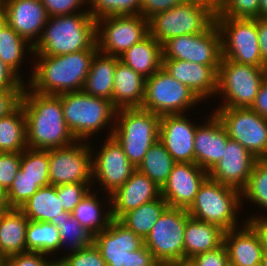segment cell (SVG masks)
<instances>
[{
	"instance_id": "obj_58",
	"label": "cell",
	"mask_w": 267,
	"mask_h": 266,
	"mask_svg": "<svg viewBox=\"0 0 267 266\" xmlns=\"http://www.w3.org/2000/svg\"><path fill=\"white\" fill-rule=\"evenodd\" d=\"M267 19V0H259V17Z\"/></svg>"
},
{
	"instance_id": "obj_30",
	"label": "cell",
	"mask_w": 267,
	"mask_h": 266,
	"mask_svg": "<svg viewBox=\"0 0 267 266\" xmlns=\"http://www.w3.org/2000/svg\"><path fill=\"white\" fill-rule=\"evenodd\" d=\"M29 219L18 208L2 212L0 250L6 257L27 252L26 227Z\"/></svg>"
},
{
	"instance_id": "obj_51",
	"label": "cell",
	"mask_w": 267,
	"mask_h": 266,
	"mask_svg": "<svg viewBox=\"0 0 267 266\" xmlns=\"http://www.w3.org/2000/svg\"><path fill=\"white\" fill-rule=\"evenodd\" d=\"M45 254L33 251L16 254L7 257V266H50L51 262H47L43 258Z\"/></svg>"
},
{
	"instance_id": "obj_11",
	"label": "cell",
	"mask_w": 267,
	"mask_h": 266,
	"mask_svg": "<svg viewBox=\"0 0 267 266\" xmlns=\"http://www.w3.org/2000/svg\"><path fill=\"white\" fill-rule=\"evenodd\" d=\"M200 101L187 86L173 78L161 67L145 80L141 108L159 116L183 114L182 111Z\"/></svg>"
},
{
	"instance_id": "obj_37",
	"label": "cell",
	"mask_w": 267,
	"mask_h": 266,
	"mask_svg": "<svg viewBox=\"0 0 267 266\" xmlns=\"http://www.w3.org/2000/svg\"><path fill=\"white\" fill-rule=\"evenodd\" d=\"M100 203L96 199V195L88 193L75 207L73 216L82 226L87 228L94 235L108 226L112 217L111 210L104 214H100ZM100 216L102 218H100ZM103 220V221H102ZM102 221V222H101Z\"/></svg>"
},
{
	"instance_id": "obj_8",
	"label": "cell",
	"mask_w": 267,
	"mask_h": 266,
	"mask_svg": "<svg viewBox=\"0 0 267 266\" xmlns=\"http://www.w3.org/2000/svg\"><path fill=\"white\" fill-rule=\"evenodd\" d=\"M189 218L186 209L168 207L144 239L159 264H184V231Z\"/></svg>"
},
{
	"instance_id": "obj_20",
	"label": "cell",
	"mask_w": 267,
	"mask_h": 266,
	"mask_svg": "<svg viewBox=\"0 0 267 266\" xmlns=\"http://www.w3.org/2000/svg\"><path fill=\"white\" fill-rule=\"evenodd\" d=\"M196 128L197 126L191 124L182 114L161 116L159 141L176 163H195Z\"/></svg>"
},
{
	"instance_id": "obj_2",
	"label": "cell",
	"mask_w": 267,
	"mask_h": 266,
	"mask_svg": "<svg viewBox=\"0 0 267 266\" xmlns=\"http://www.w3.org/2000/svg\"><path fill=\"white\" fill-rule=\"evenodd\" d=\"M98 50H82L57 56H39L29 86L34 92L59 95L82 91L91 61Z\"/></svg>"
},
{
	"instance_id": "obj_3",
	"label": "cell",
	"mask_w": 267,
	"mask_h": 266,
	"mask_svg": "<svg viewBox=\"0 0 267 266\" xmlns=\"http://www.w3.org/2000/svg\"><path fill=\"white\" fill-rule=\"evenodd\" d=\"M51 21V22H50ZM33 46L38 56H57L82 50H98L96 20L88 11L63 16H51ZM38 53V54H37Z\"/></svg>"
},
{
	"instance_id": "obj_12",
	"label": "cell",
	"mask_w": 267,
	"mask_h": 266,
	"mask_svg": "<svg viewBox=\"0 0 267 266\" xmlns=\"http://www.w3.org/2000/svg\"><path fill=\"white\" fill-rule=\"evenodd\" d=\"M162 59L185 60L210 67H220L222 36L214 22L199 34L173 37L162 44Z\"/></svg>"
},
{
	"instance_id": "obj_32",
	"label": "cell",
	"mask_w": 267,
	"mask_h": 266,
	"mask_svg": "<svg viewBox=\"0 0 267 266\" xmlns=\"http://www.w3.org/2000/svg\"><path fill=\"white\" fill-rule=\"evenodd\" d=\"M26 147V118L20 103L11 113L0 118V152H23Z\"/></svg>"
},
{
	"instance_id": "obj_42",
	"label": "cell",
	"mask_w": 267,
	"mask_h": 266,
	"mask_svg": "<svg viewBox=\"0 0 267 266\" xmlns=\"http://www.w3.org/2000/svg\"><path fill=\"white\" fill-rule=\"evenodd\" d=\"M215 7V17H259V0H215Z\"/></svg>"
},
{
	"instance_id": "obj_21",
	"label": "cell",
	"mask_w": 267,
	"mask_h": 266,
	"mask_svg": "<svg viewBox=\"0 0 267 266\" xmlns=\"http://www.w3.org/2000/svg\"><path fill=\"white\" fill-rule=\"evenodd\" d=\"M161 188L148 176L136 169L129 179L111 194V217L120 219L126 212L158 199Z\"/></svg>"
},
{
	"instance_id": "obj_45",
	"label": "cell",
	"mask_w": 267,
	"mask_h": 266,
	"mask_svg": "<svg viewBox=\"0 0 267 266\" xmlns=\"http://www.w3.org/2000/svg\"><path fill=\"white\" fill-rule=\"evenodd\" d=\"M88 182L68 183L57 186V195L61 201L62 208L66 212L73 213L75 207L88 194Z\"/></svg>"
},
{
	"instance_id": "obj_38",
	"label": "cell",
	"mask_w": 267,
	"mask_h": 266,
	"mask_svg": "<svg viewBox=\"0 0 267 266\" xmlns=\"http://www.w3.org/2000/svg\"><path fill=\"white\" fill-rule=\"evenodd\" d=\"M27 149L21 152L20 170L39 188L49 185V150Z\"/></svg>"
},
{
	"instance_id": "obj_65",
	"label": "cell",
	"mask_w": 267,
	"mask_h": 266,
	"mask_svg": "<svg viewBox=\"0 0 267 266\" xmlns=\"http://www.w3.org/2000/svg\"><path fill=\"white\" fill-rule=\"evenodd\" d=\"M158 266H173V265H162V264H160V265H158Z\"/></svg>"
},
{
	"instance_id": "obj_48",
	"label": "cell",
	"mask_w": 267,
	"mask_h": 266,
	"mask_svg": "<svg viewBox=\"0 0 267 266\" xmlns=\"http://www.w3.org/2000/svg\"><path fill=\"white\" fill-rule=\"evenodd\" d=\"M187 266H227L228 253L225 245L219 248L200 253L186 262Z\"/></svg>"
},
{
	"instance_id": "obj_36",
	"label": "cell",
	"mask_w": 267,
	"mask_h": 266,
	"mask_svg": "<svg viewBox=\"0 0 267 266\" xmlns=\"http://www.w3.org/2000/svg\"><path fill=\"white\" fill-rule=\"evenodd\" d=\"M50 223L58 228L61 247L69 239L70 246H73L71 248L73 252L80 251L93 244L94 234L82 226L70 212H65L57 221H51Z\"/></svg>"
},
{
	"instance_id": "obj_9",
	"label": "cell",
	"mask_w": 267,
	"mask_h": 266,
	"mask_svg": "<svg viewBox=\"0 0 267 266\" xmlns=\"http://www.w3.org/2000/svg\"><path fill=\"white\" fill-rule=\"evenodd\" d=\"M266 76L267 67H256L222 59L218 69L215 93H222L227 99L221 107L250 108Z\"/></svg>"
},
{
	"instance_id": "obj_31",
	"label": "cell",
	"mask_w": 267,
	"mask_h": 266,
	"mask_svg": "<svg viewBox=\"0 0 267 266\" xmlns=\"http://www.w3.org/2000/svg\"><path fill=\"white\" fill-rule=\"evenodd\" d=\"M57 195V186L40 187L19 209L31 221H57L66 212Z\"/></svg>"
},
{
	"instance_id": "obj_5",
	"label": "cell",
	"mask_w": 267,
	"mask_h": 266,
	"mask_svg": "<svg viewBox=\"0 0 267 266\" xmlns=\"http://www.w3.org/2000/svg\"><path fill=\"white\" fill-rule=\"evenodd\" d=\"M116 113L120 116L119 125L112 128L110 135L122 146L128 160L138 167L146 152L159 139L161 116L141 107L121 108Z\"/></svg>"
},
{
	"instance_id": "obj_33",
	"label": "cell",
	"mask_w": 267,
	"mask_h": 266,
	"mask_svg": "<svg viewBox=\"0 0 267 266\" xmlns=\"http://www.w3.org/2000/svg\"><path fill=\"white\" fill-rule=\"evenodd\" d=\"M168 207V203L160 196L158 199L126 212L119 221L135 234L145 239Z\"/></svg>"
},
{
	"instance_id": "obj_56",
	"label": "cell",
	"mask_w": 267,
	"mask_h": 266,
	"mask_svg": "<svg viewBox=\"0 0 267 266\" xmlns=\"http://www.w3.org/2000/svg\"><path fill=\"white\" fill-rule=\"evenodd\" d=\"M258 234L260 242L264 250H267V217L257 218L253 217L247 222Z\"/></svg>"
},
{
	"instance_id": "obj_23",
	"label": "cell",
	"mask_w": 267,
	"mask_h": 266,
	"mask_svg": "<svg viewBox=\"0 0 267 266\" xmlns=\"http://www.w3.org/2000/svg\"><path fill=\"white\" fill-rule=\"evenodd\" d=\"M229 136L214 113L206 126H197L194 135L195 163L209 172L223 157Z\"/></svg>"
},
{
	"instance_id": "obj_60",
	"label": "cell",
	"mask_w": 267,
	"mask_h": 266,
	"mask_svg": "<svg viewBox=\"0 0 267 266\" xmlns=\"http://www.w3.org/2000/svg\"><path fill=\"white\" fill-rule=\"evenodd\" d=\"M6 263H7V257L0 250V266H6Z\"/></svg>"
},
{
	"instance_id": "obj_16",
	"label": "cell",
	"mask_w": 267,
	"mask_h": 266,
	"mask_svg": "<svg viewBox=\"0 0 267 266\" xmlns=\"http://www.w3.org/2000/svg\"><path fill=\"white\" fill-rule=\"evenodd\" d=\"M102 146L97 158L92 161V176L95 175L104 190L112 194L122 186L137 169L127 158L122 146L112 136Z\"/></svg>"
},
{
	"instance_id": "obj_40",
	"label": "cell",
	"mask_w": 267,
	"mask_h": 266,
	"mask_svg": "<svg viewBox=\"0 0 267 266\" xmlns=\"http://www.w3.org/2000/svg\"><path fill=\"white\" fill-rule=\"evenodd\" d=\"M241 196H247L250 201L267 209V159H257L247 185L241 191Z\"/></svg>"
},
{
	"instance_id": "obj_25",
	"label": "cell",
	"mask_w": 267,
	"mask_h": 266,
	"mask_svg": "<svg viewBox=\"0 0 267 266\" xmlns=\"http://www.w3.org/2000/svg\"><path fill=\"white\" fill-rule=\"evenodd\" d=\"M113 79L112 104L116 109L142 106L145 77L135 72L119 59L117 61Z\"/></svg>"
},
{
	"instance_id": "obj_63",
	"label": "cell",
	"mask_w": 267,
	"mask_h": 266,
	"mask_svg": "<svg viewBox=\"0 0 267 266\" xmlns=\"http://www.w3.org/2000/svg\"><path fill=\"white\" fill-rule=\"evenodd\" d=\"M173 266H187V264H177V265H173Z\"/></svg>"
},
{
	"instance_id": "obj_1",
	"label": "cell",
	"mask_w": 267,
	"mask_h": 266,
	"mask_svg": "<svg viewBox=\"0 0 267 266\" xmlns=\"http://www.w3.org/2000/svg\"><path fill=\"white\" fill-rule=\"evenodd\" d=\"M25 90L20 103L26 118L28 148L50 150L67 147L77 141L64 120L61 94L46 95Z\"/></svg>"
},
{
	"instance_id": "obj_14",
	"label": "cell",
	"mask_w": 267,
	"mask_h": 266,
	"mask_svg": "<svg viewBox=\"0 0 267 266\" xmlns=\"http://www.w3.org/2000/svg\"><path fill=\"white\" fill-rule=\"evenodd\" d=\"M101 23L105 24L104 29ZM96 26L98 51L118 57L149 35V21L140 14L101 17Z\"/></svg>"
},
{
	"instance_id": "obj_55",
	"label": "cell",
	"mask_w": 267,
	"mask_h": 266,
	"mask_svg": "<svg viewBox=\"0 0 267 266\" xmlns=\"http://www.w3.org/2000/svg\"><path fill=\"white\" fill-rule=\"evenodd\" d=\"M257 33L260 53L267 65V19L257 18Z\"/></svg>"
},
{
	"instance_id": "obj_50",
	"label": "cell",
	"mask_w": 267,
	"mask_h": 266,
	"mask_svg": "<svg viewBox=\"0 0 267 266\" xmlns=\"http://www.w3.org/2000/svg\"><path fill=\"white\" fill-rule=\"evenodd\" d=\"M185 0H140V15L150 19L153 15L170 10Z\"/></svg>"
},
{
	"instance_id": "obj_10",
	"label": "cell",
	"mask_w": 267,
	"mask_h": 266,
	"mask_svg": "<svg viewBox=\"0 0 267 266\" xmlns=\"http://www.w3.org/2000/svg\"><path fill=\"white\" fill-rule=\"evenodd\" d=\"M215 22L222 36V59L267 67L260 53L257 18L215 17Z\"/></svg>"
},
{
	"instance_id": "obj_64",
	"label": "cell",
	"mask_w": 267,
	"mask_h": 266,
	"mask_svg": "<svg viewBox=\"0 0 267 266\" xmlns=\"http://www.w3.org/2000/svg\"><path fill=\"white\" fill-rule=\"evenodd\" d=\"M252 266H263L262 263H259L257 265H252Z\"/></svg>"
},
{
	"instance_id": "obj_15",
	"label": "cell",
	"mask_w": 267,
	"mask_h": 266,
	"mask_svg": "<svg viewBox=\"0 0 267 266\" xmlns=\"http://www.w3.org/2000/svg\"><path fill=\"white\" fill-rule=\"evenodd\" d=\"M74 144L49 150V182L53 186L89 182L92 153L88 146Z\"/></svg>"
},
{
	"instance_id": "obj_44",
	"label": "cell",
	"mask_w": 267,
	"mask_h": 266,
	"mask_svg": "<svg viewBox=\"0 0 267 266\" xmlns=\"http://www.w3.org/2000/svg\"><path fill=\"white\" fill-rule=\"evenodd\" d=\"M107 266H158L152 252L144 245L142 248L119 256H102Z\"/></svg>"
},
{
	"instance_id": "obj_59",
	"label": "cell",
	"mask_w": 267,
	"mask_h": 266,
	"mask_svg": "<svg viewBox=\"0 0 267 266\" xmlns=\"http://www.w3.org/2000/svg\"><path fill=\"white\" fill-rule=\"evenodd\" d=\"M6 24V16L4 9L0 6V30Z\"/></svg>"
},
{
	"instance_id": "obj_22",
	"label": "cell",
	"mask_w": 267,
	"mask_h": 266,
	"mask_svg": "<svg viewBox=\"0 0 267 266\" xmlns=\"http://www.w3.org/2000/svg\"><path fill=\"white\" fill-rule=\"evenodd\" d=\"M162 67L199 99H206L217 91L219 67L175 59H162Z\"/></svg>"
},
{
	"instance_id": "obj_6",
	"label": "cell",
	"mask_w": 267,
	"mask_h": 266,
	"mask_svg": "<svg viewBox=\"0 0 267 266\" xmlns=\"http://www.w3.org/2000/svg\"><path fill=\"white\" fill-rule=\"evenodd\" d=\"M64 120L77 141L98 132L112 117L116 108L106 98L88 95L83 90L61 94Z\"/></svg>"
},
{
	"instance_id": "obj_39",
	"label": "cell",
	"mask_w": 267,
	"mask_h": 266,
	"mask_svg": "<svg viewBox=\"0 0 267 266\" xmlns=\"http://www.w3.org/2000/svg\"><path fill=\"white\" fill-rule=\"evenodd\" d=\"M28 42L7 23L0 30V58L16 73Z\"/></svg>"
},
{
	"instance_id": "obj_26",
	"label": "cell",
	"mask_w": 267,
	"mask_h": 266,
	"mask_svg": "<svg viewBox=\"0 0 267 266\" xmlns=\"http://www.w3.org/2000/svg\"><path fill=\"white\" fill-rule=\"evenodd\" d=\"M93 243L102 256H119L144 246V239L123 225L118 219H111L102 231L94 235Z\"/></svg>"
},
{
	"instance_id": "obj_27",
	"label": "cell",
	"mask_w": 267,
	"mask_h": 266,
	"mask_svg": "<svg viewBox=\"0 0 267 266\" xmlns=\"http://www.w3.org/2000/svg\"><path fill=\"white\" fill-rule=\"evenodd\" d=\"M225 230L190 217L184 231V264L192 257L215 250L224 244Z\"/></svg>"
},
{
	"instance_id": "obj_62",
	"label": "cell",
	"mask_w": 267,
	"mask_h": 266,
	"mask_svg": "<svg viewBox=\"0 0 267 266\" xmlns=\"http://www.w3.org/2000/svg\"><path fill=\"white\" fill-rule=\"evenodd\" d=\"M262 265L263 266H267V250L263 251V255H262Z\"/></svg>"
},
{
	"instance_id": "obj_17",
	"label": "cell",
	"mask_w": 267,
	"mask_h": 266,
	"mask_svg": "<svg viewBox=\"0 0 267 266\" xmlns=\"http://www.w3.org/2000/svg\"><path fill=\"white\" fill-rule=\"evenodd\" d=\"M208 177L207 171L196 163L178 162L161 188V197L169 207L187 210Z\"/></svg>"
},
{
	"instance_id": "obj_49",
	"label": "cell",
	"mask_w": 267,
	"mask_h": 266,
	"mask_svg": "<svg viewBox=\"0 0 267 266\" xmlns=\"http://www.w3.org/2000/svg\"><path fill=\"white\" fill-rule=\"evenodd\" d=\"M87 0H41L49 17L71 15ZM73 10V11H72Z\"/></svg>"
},
{
	"instance_id": "obj_41",
	"label": "cell",
	"mask_w": 267,
	"mask_h": 266,
	"mask_svg": "<svg viewBox=\"0 0 267 266\" xmlns=\"http://www.w3.org/2000/svg\"><path fill=\"white\" fill-rule=\"evenodd\" d=\"M92 9L88 12L95 20L105 16L139 15L140 0H87Z\"/></svg>"
},
{
	"instance_id": "obj_34",
	"label": "cell",
	"mask_w": 267,
	"mask_h": 266,
	"mask_svg": "<svg viewBox=\"0 0 267 266\" xmlns=\"http://www.w3.org/2000/svg\"><path fill=\"white\" fill-rule=\"evenodd\" d=\"M175 164L172 156L158 139L146 152L137 169L162 188Z\"/></svg>"
},
{
	"instance_id": "obj_4",
	"label": "cell",
	"mask_w": 267,
	"mask_h": 266,
	"mask_svg": "<svg viewBox=\"0 0 267 266\" xmlns=\"http://www.w3.org/2000/svg\"><path fill=\"white\" fill-rule=\"evenodd\" d=\"M215 0H185L180 5L153 15L149 34L161 45L177 36L199 34L215 22Z\"/></svg>"
},
{
	"instance_id": "obj_53",
	"label": "cell",
	"mask_w": 267,
	"mask_h": 266,
	"mask_svg": "<svg viewBox=\"0 0 267 266\" xmlns=\"http://www.w3.org/2000/svg\"><path fill=\"white\" fill-rule=\"evenodd\" d=\"M23 90H0V118L11 113L21 101Z\"/></svg>"
},
{
	"instance_id": "obj_46",
	"label": "cell",
	"mask_w": 267,
	"mask_h": 266,
	"mask_svg": "<svg viewBox=\"0 0 267 266\" xmlns=\"http://www.w3.org/2000/svg\"><path fill=\"white\" fill-rule=\"evenodd\" d=\"M21 152H0V187L6 191L20 170Z\"/></svg>"
},
{
	"instance_id": "obj_19",
	"label": "cell",
	"mask_w": 267,
	"mask_h": 266,
	"mask_svg": "<svg viewBox=\"0 0 267 266\" xmlns=\"http://www.w3.org/2000/svg\"><path fill=\"white\" fill-rule=\"evenodd\" d=\"M4 9L6 23L27 42L36 36V41H30L27 47L33 51V46L40 40L37 35L43 33L49 15L41 0H4L0 2ZM43 30V31H40ZM39 32V33H38Z\"/></svg>"
},
{
	"instance_id": "obj_61",
	"label": "cell",
	"mask_w": 267,
	"mask_h": 266,
	"mask_svg": "<svg viewBox=\"0 0 267 266\" xmlns=\"http://www.w3.org/2000/svg\"><path fill=\"white\" fill-rule=\"evenodd\" d=\"M50 266H68L62 259L59 261L56 260V262H51Z\"/></svg>"
},
{
	"instance_id": "obj_29",
	"label": "cell",
	"mask_w": 267,
	"mask_h": 266,
	"mask_svg": "<svg viewBox=\"0 0 267 266\" xmlns=\"http://www.w3.org/2000/svg\"><path fill=\"white\" fill-rule=\"evenodd\" d=\"M101 54L97 51L91 61L83 91L88 95L106 98L112 102L113 78L119 57L107 54H103V56Z\"/></svg>"
},
{
	"instance_id": "obj_54",
	"label": "cell",
	"mask_w": 267,
	"mask_h": 266,
	"mask_svg": "<svg viewBox=\"0 0 267 266\" xmlns=\"http://www.w3.org/2000/svg\"><path fill=\"white\" fill-rule=\"evenodd\" d=\"M250 108L261 117L267 119V76L263 80L255 101Z\"/></svg>"
},
{
	"instance_id": "obj_43",
	"label": "cell",
	"mask_w": 267,
	"mask_h": 266,
	"mask_svg": "<svg viewBox=\"0 0 267 266\" xmlns=\"http://www.w3.org/2000/svg\"><path fill=\"white\" fill-rule=\"evenodd\" d=\"M39 187L35 181L24 176L19 170L13 180L11 187L7 190L8 203L11 208H20L29 198H31Z\"/></svg>"
},
{
	"instance_id": "obj_52",
	"label": "cell",
	"mask_w": 267,
	"mask_h": 266,
	"mask_svg": "<svg viewBox=\"0 0 267 266\" xmlns=\"http://www.w3.org/2000/svg\"><path fill=\"white\" fill-rule=\"evenodd\" d=\"M12 68L0 58V90H24L23 81Z\"/></svg>"
},
{
	"instance_id": "obj_24",
	"label": "cell",
	"mask_w": 267,
	"mask_h": 266,
	"mask_svg": "<svg viewBox=\"0 0 267 266\" xmlns=\"http://www.w3.org/2000/svg\"><path fill=\"white\" fill-rule=\"evenodd\" d=\"M224 245L228 253V262L233 266L262 263L263 246L258 234L247 222L238 233L235 229L225 231Z\"/></svg>"
},
{
	"instance_id": "obj_18",
	"label": "cell",
	"mask_w": 267,
	"mask_h": 266,
	"mask_svg": "<svg viewBox=\"0 0 267 266\" xmlns=\"http://www.w3.org/2000/svg\"><path fill=\"white\" fill-rule=\"evenodd\" d=\"M257 158L239 142L228 139L223 157L208 172L209 178L225 186L239 190L247 185Z\"/></svg>"
},
{
	"instance_id": "obj_13",
	"label": "cell",
	"mask_w": 267,
	"mask_h": 266,
	"mask_svg": "<svg viewBox=\"0 0 267 266\" xmlns=\"http://www.w3.org/2000/svg\"><path fill=\"white\" fill-rule=\"evenodd\" d=\"M215 114L229 139L239 142L257 159H267V119L251 108L219 107Z\"/></svg>"
},
{
	"instance_id": "obj_28",
	"label": "cell",
	"mask_w": 267,
	"mask_h": 266,
	"mask_svg": "<svg viewBox=\"0 0 267 266\" xmlns=\"http://www.w3.org/2000/svg\"><path fill=\"white\" fill-rule=\"evenodd\" d=\"M120 61L148 78L162 67V45L150 34L119 56Z\"/></svg>"
},
{
	"instance_id": "obj_7",
	"label": "cell",
	"mask_w": 267,
	"mask_h": 266,
	"mask_svg": "<svg viewBox=\"0 0 267 266\" xmlns=\"http://www.w3.org/2000/svg\"><path fill=\"white\" fill-rule=\"evenodd\" d=\"M241 192L207 178L200 186L191 206L190 217L219 226L225 231L236 229V210ZM240 195V196H239Z\"/></svg>"
},
{
	"instance_id": "obj_35",
	"label": "cell",
	"mask_w": 267,
	"mask_h": 266,
	"mask_svg": "<svg viewBox=\"0 0 267 266\" xmlns=\"http://www.w3.org/2000/svg\"><path fill=\"white\" fill-rule=\"evenodd\" d=\"M25 237L27 251L39 252L46 256L61 248L58 228L50 222L29 220Z\"/></svg>"
},
{
	"instance_id": "obj_57",
	"label": "cell",
	"mask_w": 267,
	"mask_h": 266,
	"mask_svg": "<svg viewBox=\"0 0 267 266\" xmlns=\"http://www.w3.org/2000/svg\"><path fill=\"white\" fill-rule=\"evenodd\" d=\"M11 206L8 203L7 191L0 187V211L10 210Z\"/></svg>"
},
{
	"instance_id": "obj_47",
	"label": "cell",
	"mask_w": 267,
	"mask_h": 266,
	"mask_svg": "<svg viewBox=\"0 0 267 266\" xmlns=\"http://www.w3.org/2000/svg\"><path fill=\"white\" fill-rule=\"evenodd\" d=\"M68 266H107L101 252L93 243L80 251L71 252L62 259Z\"/></svg>"
}]
</instances>
